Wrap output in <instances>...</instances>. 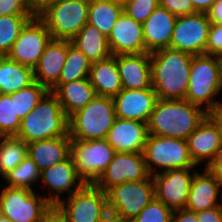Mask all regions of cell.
<instances>
[{"label":"cell","mask_w":222,"mask_h":222,"mask_svg":"<svg viewBox=\"0 0 222 222\" xmlns=\"http://www.w3.org/2000/svg\"><path fill=\"white\" fill-rule=\"evenodd\" d=\"M152 88L158 99H185L193 55L164 48L150 53Z\"/></svg>","instance_id":"cell-1"},{"label":"cell","mask_w":222,"mask_h":222,"mask_svg":"<svg viewBox=\"0 0 222 222\" xmlns=\"http://www.w3.org/2000/svg\"><path fill=\"white\" fill-rule=\"evenodd\" d=\"M206 116L203 107L185 99H157L148 122V133L187 140Z\"/></svg>","instance_id":"cell-2"},{"label":"cell","mask_w":222,"mask_h":222,"mask_svg":"<svg viewBox=\"0 0 222 222\" xmlns=\"http://www.w3.org/2000/svg\"><path fill=\"white\" fill-rule=\"evenodd\" d=\"M69 134L68 117L62 109L58 97L48 91L22 120L18 139L27 144Z\"/></svg>","instance_id":"cell-3"},{"label":"cell","mask_w":222,"mask_h":222,"mask_svg":"<svg viewBox=\"0 0 222 222\" xmlns=\"http://www.w3.org/2000/svg\"><path fill=\"white\" fill-rule=\"evenodd\" d=\"M222 90V58L201 54L191 61L189 87L185 100L204 106L206 112L222 105L215 97Z\"/></svg>","instance_id":"cell-4"},{"label":"cell","mask_w":222,"mask_h":222,"mask_svg":"<svg viewBox=\"0 0 222 222\" xmlns=\"http://www.w3.org/2000/svg\"><path fill=\"white\" fill-rule=\"evenodd\" d=\"M116 118L113 98L96 95L68 118L69 136L82 141L106 139Z\"/></svg>","instance_id":"cell-5"},{"label":"cell","mask_w":222,"mask_h":222,"mask_svg":"<svg viewBox=\"0 0 222 222\" xmlns=\"http://www.w3.org/2000/svg\"><path fill=\"white\" fill-rule=\"evenodd\" d=\"M143 156L152 176L155 175V167H160L165 172L197 166L191 158L187 140L178 138L148 135Z\"/></svg>","instance_id":"cell-6"},{"label":"cell","mask_w":222,"mask_h":222,"mask_svg":"<svg viewBox=\"0 0 222 222\" xmlns=\"http://www.w3.org/2000/svg\"><path fill=\"white\" fill-rule=\"evenodd\" d=\"M89 2L62 0L47 7L38 17L53 40H72L88 22Z\"/></svg>","instance_id":"cell-7"},{"label":"cell","mask_w":222,"mask_h":222,"mask_svg":"<svg viewBox=\"0 0 222 222\" xmlns=\"http://www.w3.org/2000/svg\"><path fill=\"white\" fill-rule=\"evenodd\" d=\"M116 151L106 139H71L70 156L78 175L86 184H94L113 160Z\"/></svg>","instance_id":"cell-8"},{"label":"cell","mask_w":222,"mask_h":222,"mask_svg":"<svg viewBox=\"0 0 222 222\" xmlns=\"http://www.w3.org/2000/svg\"><path fill=\"white\" fill-rule=\"evenodd\" d=\"M108 209L131 221L155 198L153 176L141 181H126L107 192Z\"/></svg>","instance_id":"cell-9"},{"label":"cell","mask_w":222,"mask_h":222,"mask_svg":"<svg viewBox=\"0 0 222 222\" xmlns=\"http://www.w3.org/2000/svg\"><path fill=\"white\" fill-rule=\"evenodd\" d=\"M52 204L34 190L1 188L0 212L12 222H39Z\"/></svg>","instance_id":"cell-10"},{"label":"cell","mask_w":222,"mask_h":222,"mask_svg":"<svg viewBox=\"0 0 222 222\" xmlns=\"http://www.w3.org/2000/svg\"><path fill=\"white\" fill-rule=\"evenodd\" d=\"M57 206L67 222H99L108 209L107 193L94 184H85L68 199H61Z\"/></svg>","instance_id":"cell-11"},{"label":"cell","mask_w":222,"mask_h":222,"mask_svg":"<svg viewBox=\"0 0 222 222\" xmlns=\"http://www.w3.org/2000/svg\"><path fill=\"white\" fill-rule=\"evenodd\" d=\"M210 25L207 13L178 16L169 48L193 56L205 54Z\"/></svg>","instance_id":"cell-12"},{"label":"cell","mask_w":222,"mask_h":222,"mask_svg":"<svg viewBox=\"0 0 222 222\" xmlns=\"http://www.w3.org/2000/svg\"><path fill=\"white\" fill-rule=\"evenodd\" d=\"M51 40L46 25L35 16L21 29L7 56L19 64L34 68Z\"/></svg>","instance_id":"cell-13"},{"label":"cell","mask_w":222,"mask_h":222,"mask_svg":"<svg viewBox=\"0 0 222 222\" xmlns=\"http://www.w3.org/2000/svg\"><path fill=\"white\" fill-rule=\"evenodd\" d=\"M149 176L143 152H116L94 185L107 192L113 186L126 181H141Z\"/></svg>","instance_id":"cell-14"},{"label":"cell","mask_w":222,"mask_h":222,"mask_svg":"<svg viewBox=\"0 0 222 222\" xmlns=\"http://www.w3.org/2000/svg\"><path fill=\"white\" fill-rule=\"evenodd\" d=\"M193 168L168 170L155 172L153 175L155 185V198L164 203L170 209H184L188 200L190 184L194 174Z\"/></svg>","instance_id":"cell-15"},{"label":"cell","mask_w":222,"mask_h":222,"mask_svg":"<svg viewBox=\"0 0 222 222\" xmlns=\"http://www.w3.org/2000/svg\"><path fill=\"white\" fill-rule=\"evenodd\" d=\"M40 180L43 182L41 187L48 186L47 190L51 189L49 194H52L44 197L52 205H57L61 201L60 195L63 194V192H67L68 196H70L86 184L78 175L70 155L64 161L41 171Z\"/></svg>","instance_id":"cell-16"},{"label":"cell","mask_w":222,"mask_h":222,"mask_svg":"<svg viewBox=\"0 0 222 222\" xmlns=\"http://www.w3.org/2000/svg\"><path fill=\"white\" fill-rule=\"evenodd\" d=\"M157 99L152 87L139 90L123 88L113 97L116 117L148 124Z\"/></svg>","instance_id":"cell-17"},{"label":"cell","mask_w":222,"mask_h":222,"mask_svg":"<svg viewBox=\"0 0 222 222\" xmlns=\"http://www.w3.org/2000/svg\"><path fill=\"white\" fill-rule=\"evenodd\" d=\"M107 38L113 56L147 52L145 49L142 24L136 22L124 11L119 16Z\"/></svg>","instance_id":"cell-18"},{"label":"cell","mask_w":222,"mask_h":222,"mask_svg":"<svg viewBox=\"0 0 222 222\" xmlns=\"http://www.w3.org/2000/svg\"><path fill=\"white\" fill-rule=\"evenodd\" d=\"M148 124L116 118L106 140L116 152H143L148 138Z\"/></svg>","instance_id":"cell-19"},{"label":"cell","mask_w":222,"mask_h":222,"mask_svg":"<svg viewBox=\"0 0 222 222\" xmlns=\"http://www.w3.org/2000/svg\"><path fill=\"white\" fill-rule=\"evenodd\" d=\"M187 144L194 163L200 165L205 162L204 167L222 150L218 128L208 116L189 135Z\"/></svg>","instance_id":"cell-20"},{"label":"cell","mask_w":222,"mask_h":222,"mask_svg":"<svg viewBox=\"0 0 222 222\" xmlns=\"http://www.w3.org/2000/svg\"><path fill=\"white\" fill-rule=\"evenodd\" d=\"M114 57L124 89L139 90L152 87L151 56L149 52L119 54Z\"/></svg>","instance_id":"cell-21"},{"label":"cell","mask_w":222,"mask_h":222,"mask_svg":"<svg viewBox=\"0 0 222 222\" xmlns=\"http://www.w3.org/2000/svg\"><path fill=\"white\" fill-rule=\"evenodd\" d=\"M68 40H51L33 68L34 81L50 91L59 81L67 58Z\"/></svg>","instance_id":"cell-22"},{"label":"cell","mask_w":222,"mask_h":222,"mask_svg":"<svg viewBox=\"0 0 222 222\" xmlns=\"http://www.w3.org/2000/svg\"><path fill=\"white\" fill-rule=\"evenodd\" d=\"M177 16L160 5L142 24L145 49L151 53L169 48Z\"/></svg>","instance_id":"cell-23"},{"label":"cell","mask_w":222,"mask_h":222,"mask_svg":"<svg viewBox=\"0 0 222 222\" xmlns=\"http://www.w3.org/2000/svg\"><path fill=\"white\" fill-rule=\"evenodd\" d=\"M203 173L194 174L185 209L199 212L221 205L218 198L221 193V183L206 169Z\"/></svg>","instance_id":"cell-24"},{"label":"cell","mask_w":222,"mask_h":222,"mask_svg":"<svg viewBox=\"0 0 222 222\" xmlns=\"http://www.w3.org/2000/svg\"><path fill=\"white\" fill-rule=\"evenodd\" d=\"M71 138L60 136L27 144V155L37 164L40 171L64 161L70 155Z\"/></svg>","instance_id":"cell-25"},{"label":"cell","mask_w":222,"mask_h":222,"mask_svg":"<svg viewBox=\"0 0 222 222\" xmlns=\"http://www.w3.org/2000/svg\"><path fill=\"white\" fill-rule=\"evenodd\" d=\"M88 78L97 96L113 98L123 89L116 58L113 55L92 63Z\"/></svg>","instance_id":"cell-26"},{"label":"cell","mask_w":222,"mask_h":222,"mask_svg":"<svg viewBox=\"0 0 222 222\" xmlns=\"http://www.w3.org/2000/svg\"><path fill=\"white\" fill-rule=\"evenodd\" d=\"M53 93L58 97L68 118L85 107L96 96L89 78L61 84Z\"/></svg>","instance_id":"cell-27"},{"label":"cell","mask_w":222,"mask_h":222,"mask_svg":"<svg viewBox=\"0 0 222 222\" xmlns=\"http://www.w3.org/2000/svg\"><path fill=\"white\" fill-rule=\"evenodd\" d=\"M73 46L82 51L91 63L105 60L112 56L108 38L96 27L89 23L82 27L71 40Z\"/></svg>","instance_id":"cell-28"},{"label":"cell","mask_w":222,"mask_h":222,"mask_svg":"<svg viewBox=\"0 0 222 222\" xmlns=\"http://www.w3.org/2000/svg\"><path fill=\"white\" fill-rule=\"evenodd\" d=\"M33 82V68L0 56V94H12Z\"/></svg>","instance_id":"cell-29"},{"label":"cell","mask_w":222,"mask_h":222,"mask_svg":"<svg viewBox=\"0 0 222 222\" xmlns=\"http://www.w3.org/2000/svg\"><path fill=\"white\" fill-rule=\"evenodd\" d=\"M91 65L92 63L87 56L68 40L67 58L61 70L59 81L50 91L54 92L61 84L88 78Z\"/></svg>","instance_id":"cell-30"},{"label":"cell","mask_w":222,"mask_h":222,"mask_svg":"<svg viewBox=\"0 0 222 222\" xmlns=\"http://www.w3.org/2000/svg\"><path fill=\"white\" fill-rule=\"evenodd\" d=\"M123 12V7L109 0H96L89 3L88 22L96 26L106 37Z\"/></svg>","instance_id":"cell-31"},{"label":"cell","mask_w":222,"mask_h":222,"mask_svg":"<svg viewBox=\"0 0 222 222\" xmlns=\"http://www.w3.org/2000/svg\"><path fill=\"white\" fill-rule=\"evenodd\" d=\"M27 156V143L15 136L0 137V176L19 165Z\"/></svg>","instance_id":"cell-32"},{"label":"cell","mask_w":222,"mask_h":222,"mask_svg":"<svg viewBox=\"0 0 222 222\" xmlns=\"http://www.w3.org/2000/svg\"><path fill=\"white\" fill-rule=\"evenodd\" d=\"M41 171L37 164L27 155L24 160L13 170L8 172L3 179L7 187L32 189L35 182L40 181Z\"/></svg>","instance_id":"cell-33"},{"label":"cell","mask_w":222,"mask_h":222,"mask_svg":"<svg viewBox=\"0 0 222 222\" xmlns=\"http://www.w3.org/2000/svg\"><path fill=\"white\" fill-rule=\"evenodd\" d=\"M30 20L27 15L0 16V56H7L21 29Z\"/></svg>","instance_id":"cell-34"},{"label":"cell","mask_w":222,"mask_h":222,"mask_svg":"<svg viewBox=\"0 0 222 222\" xmlns=\"http://www.w3.org/2000/svg\"><path fill=\"white\" fill-rule=\"evenodd\" d=\"M47 92L48 90L44 86L34 81L29 86L10 94L11 98H15V108L18 117L22 120L35 108Z\"/></svg>","instance_id":"cell-35"},{"label":"cell","mask_w":222,"mask_h":222,"mask_svg":"<svg viewBox=\"0 0 222 222\" xmlns=\"http://www.w3.org/2000/svg\"><path fill=\"white\" fill-rule=\"evenodd\" d=\"M21 119L16 114L15 98L10 94H0V137L16 136Z\"/></svg>","instance_id":"cell-36"},{"label":"cell","mask_w":222,"mask_h":222,"mask_svg":"<svg viewBox=\"0 0 222 222\" xmlns=\"http://www.w3.org/2000/svg\"><path fill=\"white\" fill-rule=\"evenodd\" d=\"M173 210L154 198L131 222H171Z\"/></svg>","instance_id":"cell-37"},{"label":"cell","mask_w":222,"mask_h":222,"mask_svg":"<svg viewBox=\"0 0 222 222\" xmlns=\"http://www.w3.org/2000/svg\"><path fill=\"white\" fill-rule=\"evenodd\" d=\"M158 6L159 0H131L123 11L136 22L143 24Z\"/></svg>","instance_id":"cell-38"},{"label":"cell","mask_w":222,"mask_h":222,"mask_svg":"<svg viewBox=\"0 0 222 222\" xmlns=\"http://www.w3.org/2000/svg\"><path fill=\"white\" fill-rule=\"evenodd\" d=\"M6 15H27L33 19L31 0H0V16Z\"/></svg>","instance_id":"cell-39"},{"label":"cell","mask_w":222,"mask_h":222,"mask_svg":"<svg viewBox=\"0 0 222 222\" xmlns=\"http://www.w3.org/2000/svg\"><path fill=\"white\" fill-rule=\"evenodd\" d=\"M205 54L222 58V25L211 23Z\"/></svg>","instance_id":"cell-40"},{"label":"cell","mask_w":222,"mask_h":222,"mask_svg":"<svg viewBox=\"0 0 222 222\" xmlns=\"http://www.w3.org/2000/svg\"><path fill=\"white\" fill-rule=\"evenodd\" d=\"M159 5L177 17L197 13L191 0H159Z\"/></svg>","instance_id":"cell-41"},{"label":"cell","mask_w":222,"mask_h":222,"mask_svg":"<svg viewBox=\"0 0 222 222\" xmlns=\"http://www.w3.org/2000/svg\"><path fill=\"white\" fill-rule=\"evenodd\" d=\"M196 213L197 222H222V204Z\"/></svg>","instance_id":"cell-42"},{"label":"cell","mask_w":222,"mask_h":222,"mask_svg":"<svg viewBox=\"0 0 222 222\" xmlns=\"http://www.w3.org/2000/svg\"><path fill=\"white\" fill-rule=\"evenodd\" d=\"M39 222H67L65 214L57 205H51Z\"/></svg>","instance_id":"cell-43"},{"label":"cell","mask_w":222,"mask_h":222,"mask_svg":"<svg viewBox=\"0 0 222 222\" xmlns=\"http://www.w3.org/2000/svg\"><path fill=\"white\" fill-rule=\"evenodd\" d=\"M205 168L221 183L222 186V150Z\"/></svg>","instance_id":"cell-44"},{"label":"cell","mask_w":222,"mask_h":222,"mask_svg":"<svg viewBox=\"0 0 222 222\" xmlns=\"http://www.w3.org/2000/svg\"><path fill=\"white\" fill-rule=\"evenodd\" d=\"M171 222H197V213L185 208L174 210Z\"/></svg>","instance_id":"cell-45"},{"label":"cell","mask_w":222,"mask_h":222,"mask_svg":"<svg viewBox=\"0 0 222 222\" xmlns=\"http://www.w3.org/2000/svg\"><path fill=\"white\" fill-rule=\"evenodd\" d=\"M207 15L211 23L222 25V0H216Z\"/></svg>","instance_id":"cell-46"},{"label":"cell","mask_w":222,"mask_h":222,"mask_svg":"<svg viewBox=\"0 0 222 222\" xmlns=\"http://www.w3.org/2000/svg\"><path fill=\"white\" fill-rule=\"evenodd\" d=\"M207 116L214 122L218 128V132L222 141V105L207 112Z\"/></svg>","instance_id":"cell-47"},{"label":"cell","mask_w":222,"mask_h":222,"mask_svg":"<svg viewBox=\"0 0 222 222\" xmlns=\"http://www.w3.org/2000/svg\"><path fill=\"white\" fill-rule=\"evenodd\" d=\"M62 0H31V6L35 16H39L47 7Z\"/></svg>","instance_id":"cell-48"},{"label":"cell","mask_w":222,"mask_h":222,"mask_svg":"<svg viewBox=\"0 0 222 222\" xmlns=\"http://www.w3.org/2000/svg\"><path fill=\"white\" fill-rule=\"evenodd\" d=\"M99 222H131L124 219L116 211L107 209L99 219Z\"/></svg>","instance_id":"cell-49"},{"label":"cell","mask_w":222,"mask_h":222,"mask_svg":"<svg viewBox=\"0 0 222 222\" xmlns=\"http://www.w3.org/2000/svg\"><path fill=\"white\" fill-rule=\"evenodd\" d=\"M196 12L207 13L216 0H191Z\"/></svg>","instance_id":"cell-50"},{"label":"cell","mask_w":222,"mask_h":222,"mask_svg":"<svg viewBox=\"0 0 222 222\" xmlns=\"http://www.w3.org/2000/svg\"><path fill=\"white\" fill-rule=\"evenodd\" d=\"M109 1H111L114 4L120 5L121 7L124 8L131 0H109Z\"/></svg>","instance_id":"cell-51"},{"label":"cell","mask_w":222,"mask_h":222,"mask_svg":"<svg viewBox=\"0 0 222 222\" xmlns=\"http://www.w3.org/2000/svg\"><path fill=\"white\" fill-rule=\"evenodd\" d=\"M0 222H12L8 217L3 215L0 216Z\"/></svg>","instance_id":"cell-52"},{"label":"cell","mask_w":222,"mask_h":222,"mask_svg":"<svg viewBox=\"0 0 222 222\" xmlns=\"http://www.w3.org/2000/svg\"><path fill=\"white\" fill-rule=\"evenodd\" d=\"M84 1H86V2H94V1H96V0H84Z\"/></svg>","instance_id":"cell-53"}]
</instances>
